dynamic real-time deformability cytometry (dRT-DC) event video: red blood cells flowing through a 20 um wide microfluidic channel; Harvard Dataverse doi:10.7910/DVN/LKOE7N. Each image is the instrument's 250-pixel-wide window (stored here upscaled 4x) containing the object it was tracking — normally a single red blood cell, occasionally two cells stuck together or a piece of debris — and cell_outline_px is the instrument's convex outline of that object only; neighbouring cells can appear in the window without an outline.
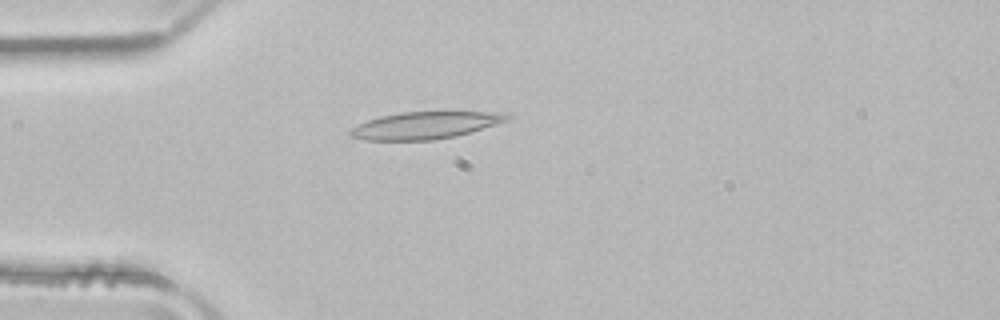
{"species": "common noctule bat (a hibernating species)", "species_latin": "Nyctalus noctula", "temperature_condition": "room temperature", "stored_images_in_passage": 50, "camera_frame_rate_fps": 3000, "um_per_image_px": 0.085, "animal": {"sex": "male", "body_mass_g": 21.5, "forearm_length_mm": 52.0}, "frame": {"image": 1, "passage_image": 13, "time_ms": 4.0, "image_size_px": [1000, 320], "cell_outline_px": [[512, 116], [508, 120], [472, 132], [456, 136], [432, 140], [364, 140], [348, 136], [348, 132], [352, 128], [368, 120], [380, 116], [400, 112], [508, 112]], "centroid_in_image_um": [36.16, 10.65], "position_along_channel_um": 48.8, "area_um2": 24.85}}
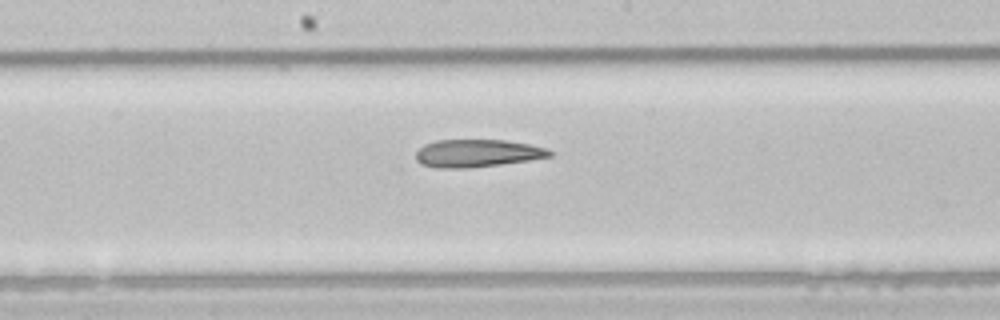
{"frame": {"image": 2, "passage_image": 26, "time_ms": 8.333, "image_size_px": [1000, 320], "cell_outline_px": [[552, 156], [528, 160], [500, 164], [468, 168], [436, 168], [420, 164], [416, 160], [416, 152], [424, 144], [436, 140], [504, 140], [528, 144], [548, 148], [552, 152]], "centroid_in_image_um": [40.53, 13.03], "position_along_channel_um": 207.7, "area_um2": 21.56}}
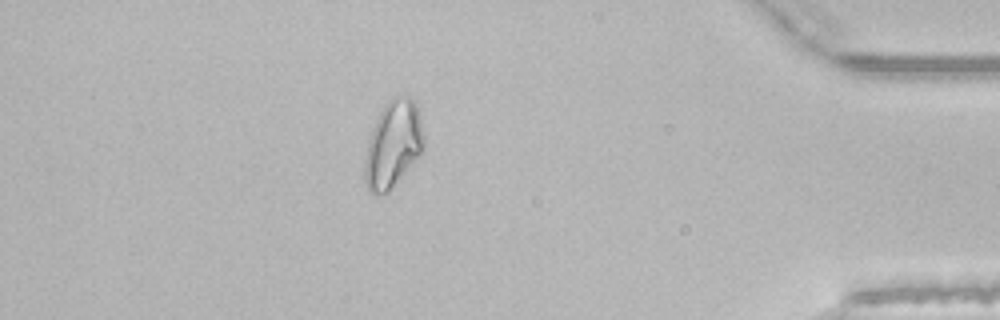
{"frame": {"image": 3, "passage_image": 44, "time_ms": 14.333, "image_size_px": [1000, 320], "cell_outline_px": [[424, 148], [392, 188], [388, 192], [376, 196], [364, 184], [364, 164], [368, 140], [372, 128], [384, 104], [388, 100], [396, 96], [408, 96], [416, 104], [420, 116], [424, 136]], "centroid_in_image_um": [33.39, 12.27], "position_along_channel_um": 401.8, "area_um2": 29.77}, "authors_computed_cell_mechanics": {"area_um2": 24.9985, "velocity_mm_per_s": 3.9661, "shape_relaxation_time_tau1_ms": null, "shape_relaxation_time_tau2_ms": 4.1461, "deformation_change_tau1": null, "deformation_change_tau2": 0.1425}}